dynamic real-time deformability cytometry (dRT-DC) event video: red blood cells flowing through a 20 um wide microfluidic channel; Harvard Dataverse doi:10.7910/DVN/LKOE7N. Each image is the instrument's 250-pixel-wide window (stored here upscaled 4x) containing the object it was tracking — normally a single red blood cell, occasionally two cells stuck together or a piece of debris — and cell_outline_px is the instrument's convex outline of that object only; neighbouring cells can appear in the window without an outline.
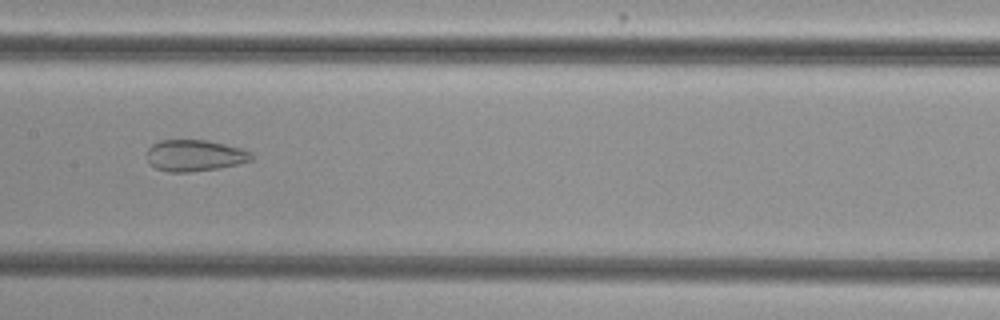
{"species": "common noctule bat (a hibernating species)", "species_latin": "Nyctalus noctula", "temperature_condition": "cold", "stored_images_in_passage": 37, "camera_frame_rate_fps": 3000, "um_per_image_px": 0.085, "animal": {"sex": "female", "body_mass_g": 29.2, "forearm_length_mm": 56.3}, "frame": {"image": 1, "passage_image": 11, "time_ms": 3.333, "image_size_px": [1000, 320], "cell_outline_px": [[252, 160], [236, 164], [216, 168], [188, 172], [168, 172], [156, 168], [148, 160], [148, 148], [152, 144], [160, 140], [208, 140], [240, 148], [248, 152], [252, 156]], "centroid_in_image_um": [16.51, 13.21], "position_along_channel_um": 190.9, "area_um2": 18.79}}
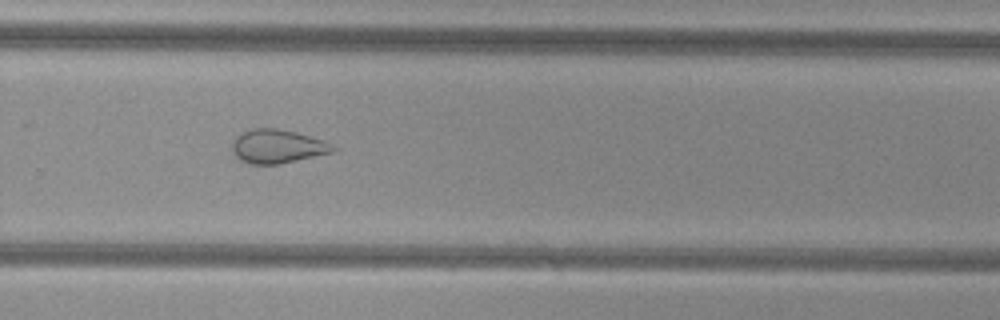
{"frame": {"image": 2, "passage_image": 20, "time_ms": 6.333, "image_size_px": [1000, 320], "cell_outline_px": [[340, 148], [332, 152], [280, 164], [248, 164], [240, 160], [236, 156], [232, 148], [232, 140], [236, 136], [252, 128], [276, 128], [296, 132], [324, 140]], "centroid_in_image_um": [23.59, 12.44], "position_along_channel_um": 306.2, "area_um2": 19.88}}
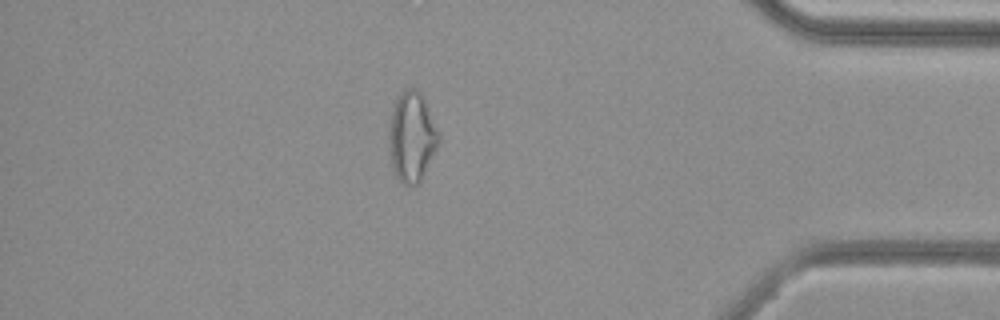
{"frame": {"image": 3, "passage_image": 30, "time_ms": 9.667, "image_size_px": [1000, 320], "cell_outline_px": [[440, 144], [424, 176], [416, 184], [404, 184], [396, 176], [392, 168], [392, 104], [396, 96], [404, 88], [416, 88], [420, 92], [424, 100], [440, 136]], "centroid_in_image_um": [35.06, 11.61], "position_along_channel_um": 400.1, "area_um2": 25.37}, "authors_computed_cell_mechanics": {"area_um2": 21.9062, "velocity_mm_per_s": 3.8513, "shape_relaxation_time_tau1_ms": null, "shape_relaxation_time_tau2_ms": 1.7347, "deformation_change_tau1": null, "deformation_change_tau2": 0.0909}}